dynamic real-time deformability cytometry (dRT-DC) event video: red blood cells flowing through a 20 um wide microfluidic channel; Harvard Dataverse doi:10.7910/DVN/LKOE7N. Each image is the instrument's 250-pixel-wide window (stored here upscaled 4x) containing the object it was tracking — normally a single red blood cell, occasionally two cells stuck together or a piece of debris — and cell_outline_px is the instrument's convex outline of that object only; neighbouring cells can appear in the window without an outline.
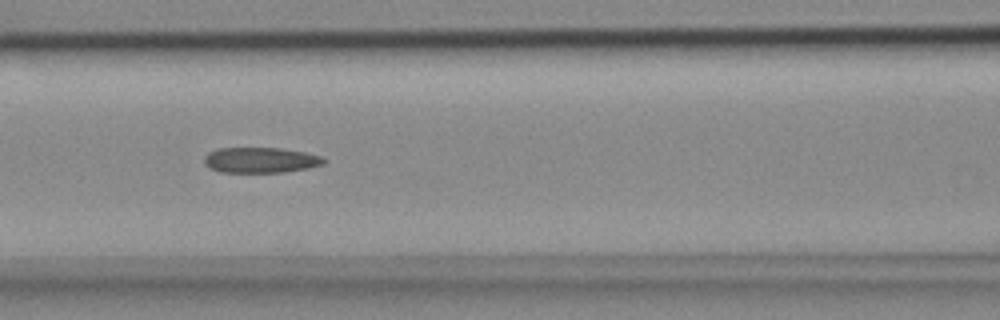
{"species": "common noctule bat (a hibernating species)", "species_latin": "Nyctalus noctula", "temperature_condition": "cold", "stored_images_in_passage": 9, "camera_frame_rate_fps": 3000, "um_per_image_px": 0.085, "animal": {"sex": "female", "body_mass_g": 18.4}, "frame": {"image": 1, "passage_image": 7, "time_ms": 2.0, "image_size_px": [1000, 320], "cell_outline_px": [[324, 164], [308, 168], [284, 172], [220, 172], [204, 164], [204, 156], [208, 152], [216, 148], [280, 148], [304, 152], [324, 156]], "centroid_in_image_um": [22.14, 13.6], "position_along_channel_um": 144.5, "area_um2": 17.8}}
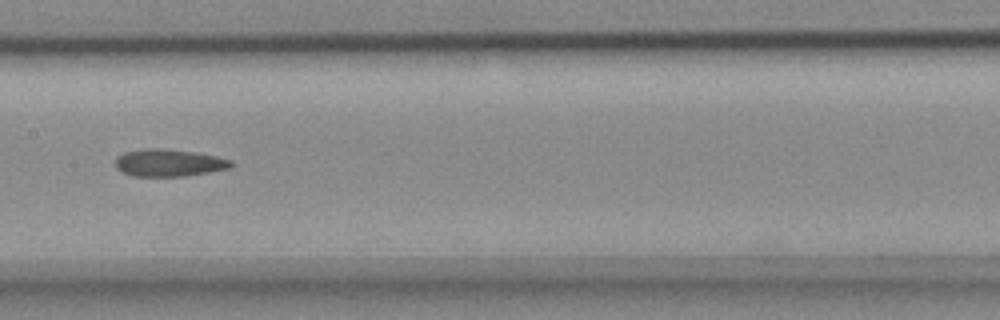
{"frame": {"image": 2, "passage_image": 8, "time_ms": 2.333, "image_size_px": [1000, 320], "cell_outline_px": [[232, 164], [228, 168], [208, 172], [184, 176], [132, 176], [116, 168], [116, 156], [124, 152], [144, 148], [164, 148], [192, 152], [216, 156], [232, 160]], "centroid_in_image_um": [14.31, 13.83], "position_along_channel_um": 193.1, "area_um2": 18.26}}
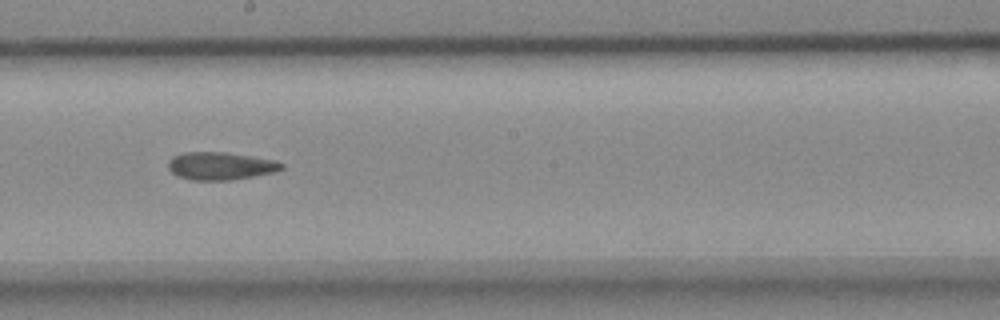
{"frame": {"image": 3, "passage_image": 9, "time_ms": 2.667, "image_size_px": [1000, 320], "cell_outline_px": [[284, 168], [276, 172], [232, 180], [192, 180], [180, 176], [172, 172], [168, 168], [168, 160], [172, 156], [184, 152], [224, 152], [252, 156], [276, 160], [284, 164]], "centroid_in_image_um": [18.77, 14.1], "position_along_channel_um": 229.4, "area_um2": 18.44}}